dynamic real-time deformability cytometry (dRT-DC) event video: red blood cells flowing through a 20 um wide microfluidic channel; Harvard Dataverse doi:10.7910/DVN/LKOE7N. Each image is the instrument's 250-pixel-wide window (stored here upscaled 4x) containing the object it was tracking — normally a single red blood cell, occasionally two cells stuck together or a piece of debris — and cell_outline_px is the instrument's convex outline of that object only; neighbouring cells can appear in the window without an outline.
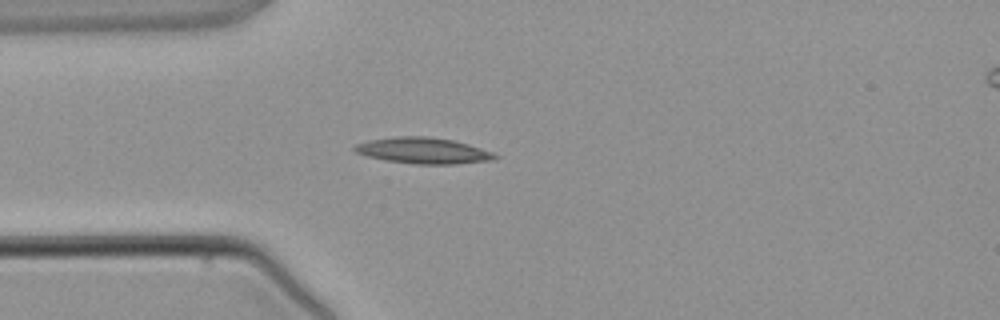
{"species": "common noctule bat (a hibernating species)", "species_latin": "Nyctalus noctula", "temperature_condition": "warm", "stored_images_in_passage": 3, "camera_frame_rate_fps": 3000, "um_per_image_px": 0.085, "animal": {"sex": "male", "body_mass_g": 21.5, "forearm_length_mm": 52.0}, "frame": {"image": 1, "passage_image": 3, "time_ms": 2.333, "image_size_px": [1000, 320], "cell_outline_px": [[500, 156], [492, 160], [456, 164], [416, 164], [384, 160], [368, 156], [356, 152], [352, 148], [356, 144], [368, 140], [400, 136], [424, 136], [452, 140], [468, 144], [492, 152]], "centroid_in_image_um": [35.97, 12.81], "position_along_channel_um": 49.0, "area_um2": 21.15}}